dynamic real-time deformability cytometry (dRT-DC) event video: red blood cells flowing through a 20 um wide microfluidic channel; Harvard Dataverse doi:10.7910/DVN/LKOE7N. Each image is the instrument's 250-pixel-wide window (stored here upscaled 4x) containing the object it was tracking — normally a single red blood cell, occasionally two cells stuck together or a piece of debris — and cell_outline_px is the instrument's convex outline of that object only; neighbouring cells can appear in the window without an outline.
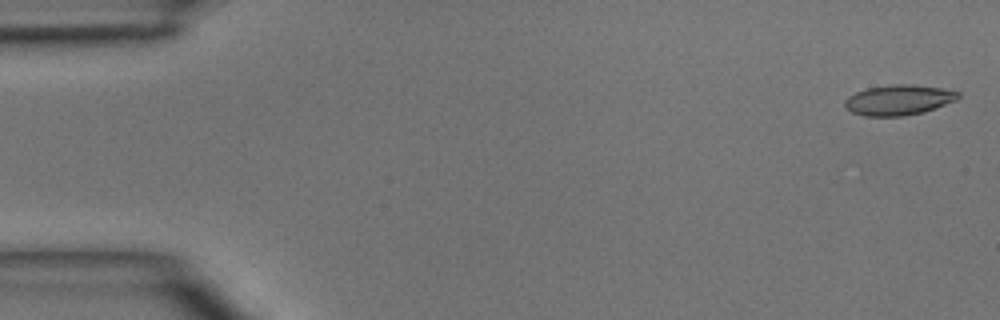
{"species": "common noctule bat (a hibernating species)", "species_latin": "Nyctalus noctula", "temperature_condition": "room temperature", "stored_images_in_passage": 47, "camera_frame_rate_fps": 3000, "um_per_image_px": 0.085, "animal": {"sex": "male", "body_mass_g": 15.6}, "frame": {"image": 1, "passage_image": 1, "time_ms": 0.0, "image_size_px": [1000, 320], "cell_outline_px": [[960, 96], [956, 100], [924, 112], [904, 116], [864, 116], [852, 112], [844, 104], [844, 100], [848, 96], [856, 92], [868, 88], [896, 84], [912, 84], [944, 88], [960, 92]], "centroid_in_image_um": [76.4, 8.49], "position_along_channel_um": 8.6, "area_um2": 20.0}}
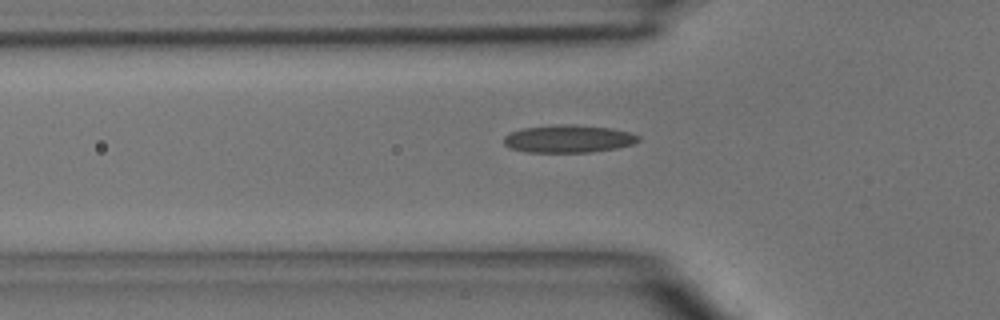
{"frame": {"image": 2, "passage_image": 15, "time_ms": 4.667, "image_size_px": [1000, 320], "cell_outline_px": [[640, 140], [632, 144], [616, 148], [592, 152], [528, 152], [512, 148], [504, 144], [504, 136], [512, 132], [524, 128], [556, 124], [576, 124], [612, 128], [628, 132], [640, 136]], "centroid_in_image_um": [48.34, 11.79], "position_along_channel_um": 77.5, "area_um2": 21.68}}
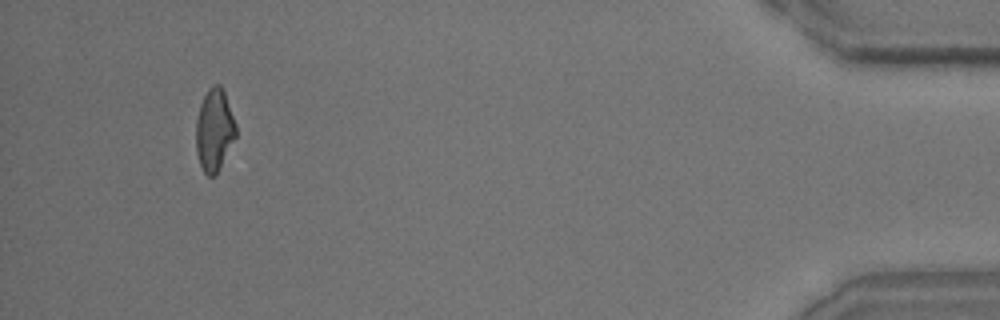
{"frame": {"image": 3, "passage_image": 44, "time_ms": 14.333, "image_size_px": [1000, 320], "cell_outline_px": [[236, 136], [216, 176], [208, 176], [204, 172], [200, 164], [196, 152], [196, 120], [200, 104], [208, 88], [212, 84], [220, 84], [224, 92], [236, 124]], "centroid_in_image_um": [18.21, 11.06], "position_along_channel_um": 417.0, "area_um2": 19.13}}